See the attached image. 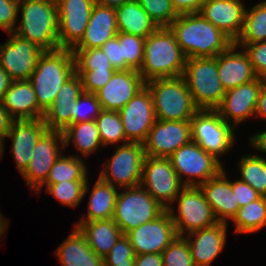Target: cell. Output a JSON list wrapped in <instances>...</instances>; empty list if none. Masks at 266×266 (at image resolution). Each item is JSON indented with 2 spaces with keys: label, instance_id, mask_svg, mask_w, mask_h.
I'll list each match as a JSON object with an SVG mask.
<instances>
[{
  "label": "cell",
  "instance_id": "5b68a950",
  "mask_svg": "<svg viewBox=\"0 0 266 266\" xmlns=\"http://www.w3.org/2000/svg\"><path fill=\"white\" fill-rule=\"evenodd\" d=\"M146 86L153 97L156 120L191 121L200 110L183 76L150 80Z\"/></svg>",
  "mask_w": 266,
  "mask_h": 266
},
{
  "label": "cell",
  "instance_id": "7402d4cb",
  "mask_svg": "<svg viewBox=\"0 0 266 266\" xmlns=\"http://www.w3.org/2000/svg\"><path fill=\"white\" fill-rule=\"evenodd\" d=\"M47 129L43 118L14 120L5 138L12 139V157L21 174L27 169L32 158L34 147Z\"/></svg>",
  "mask_w": 266,
  "mask_h": 266
},
{
  "label": "cell",
  "instance_id": "4fadbf2b",
  "mask_svg": "<svg viewBox=\"0 0 266 266\" xmlns=\"http://www.w3.org/2000/svg\"><path fill=\"white\" fill-rule=\"evenodd\" d=\"M9 34L8 41L0 44V66L13 81L28 80L44 50L14 32Z\"/></svg>",
  "mask_w": 266,
  "mask_h": 266
},
{
  "label": "cell",
  "instance_id": "f35d334b",
  "mask_svg": "<svg viewBox=\"0 0 266 266\" xmlns=\"http://www.w3.org/2000/svg\"><path fill=\"white\" fill-rule=\"evenodd\" d=\"M88 183V179L87 181L60 182L46 185V192L58 199L62 205L75 208L82 202L89 191Z\"/></svg>",
  "mask_w": 266,
  "mask_h": 266
},
{
  "label": "cell",
  "instance_id": "60d3db41",
  "mask_svg": "<svg viewBox=\"0 0 266 266\" xmlns=\"http://www.w3.org/2000/svg\"><path fill=\"white\" fill-rule=\"evenodd\" d=\"M75 70H115L101 48L72 49Z\"/></svg>",
  "mask_w": 266,
  "mask_h": 266
},
{
  "label": "cell",
  "instance_id": "44dd1931",
  "mask_svg": "<svg viewBox=\"0 0 266 266\" xmlns=\"http://www.w3.org/2000/svg\"><path fill=\"white\" fill-rule=\"evenodd\" d=\"M246 8L242 0H207L199 13L235 42L243 28Z\"/></svg>",
  "mask_w": 266,
  "mask_h": 266
},
{
  "label": "cell",
  "instance_id": "83f0119b",
  "mask_svg": "<svg viewBox=\"0 0 266 266\" xmlns=\"http://www.w3.org/2000/svg\"><path fill=\"white\" fill-rule=\"evenodd\" d=\"M15 120L42 119L44 111L38 106L29 80L13 81L0 102Z\"/></svg>",
  "mask_w": 266,
  "mask_h": 266
},
{
  "label": "cell",
  "instance_id": "11a10c76",
  "mask_svg": "<svg viewBox=\"0 0 266 266\" xmlns=\"http://www.w3.org/2000/svg\"><path fill=\"white\" fill-rule=\"evenodd\" d=\"M254 117L266 119V87L260 89Z\"/></svg>",
  "mask_w": 266,
  "mask_h": 266
},
{
  "label": "cell",
  "instance_id": "d6a6232c",
  "mask_svg": "<svg viewBox=\"0 0 266 266\" xmlns=\"http://www.w3.org/2000/svg\"><path fill=\"white\" fill-rule=\"evenodd\" d=\"M63 136L65 148L72 141L76 151L84 157L103 147L95 120L72 123L63 131Z\"/></svg>",
  "mask_w": 266,
  "mask_h": 266
},
{
  "label": "cell",
  "instance_id": "7c38bea8",
  "mask_svg": "<svg viewBox=\"0 0 266 266\" xmlns=\"http://www.w3.org/2000/svg\"><path fill=\"white\" fill-rule=\"evenodd\" d=\"M140 185L166 210L184 187L170 158L151 156L145 158Z\"/></svg>",
  "mask_w": 266,
  "mask_h": 266
},
{
  "label": "cell",
  "instance_id": "30bf717a",
  "mask_svg": "<svg viewBox=\"0 0 266 266\" xmlns=\"http://www.w3.org/2000/svg\"><path fill=\"white\" fill-rule=\"evenodd\" d=\"M174 201L178 202V213L169 207L178 236L207 228L218 223L212 207L206 201L199 186H184Z\"/></svg>",
  "mask_w": 266,
  "mask_h": 266
},
{
  "label": "cell",
  "instance_id": "2e32d148",
  "mask_svg": "<svg viewBox=\"0 0 266 266\" xmlns=\"http://www.w3.org/2000/svg\"><path fill=\"white\" fill-rule=\"evenodd\" d=\"M136 255L162 253L178 237L175 224L167 210L156 219L125 234Z\"/></svg>",
  "mask_w": 266,
  "mask_h": 266
},
{
  "label": "cell",
  "instance_id": "f5cc1de1",
  "mask_svg": "<svg viewBox=\"0 0 266 266\" xmlns=\"http://www.w3.org/2000/svg\"><path fill=\"white\" fill-rule=\"evenodd\" d=\"M134 266H163L161 253H147L135 256Z\"/></svg>",
  "mask_w": 266,
  "mask_h": 266
},
{
  "label": "cell",
  "instance_id": "836d02e7",
  "mask_svg": "<svg viewBox=\"0 0 266 266\" xmlns=\"http://www.w3.org/2000/svg\"><path fill=\"white\" fill-rule=\"evenodd\" d=\"M88 170L83 159L79 155L63 156L54 162L46 181L35 191L41 192L45 185L56 184L66 181H87Z\"/></svg>",
  "mask_w": 266,
  "mask_h": 266
},
{
  "label": "cell",
  "instance_id": "1f68e13d",
  "mask_svg": "<svg viewBox=\"0 0 266 266\" xmlns=\"http://www.w3.org/2000/svg\"><path fill=\"white\" fill-rule=\"evenodd\" d=\"M116 188L98 177L91 191L87 216L83 215L80 222L112 219L118 194Z\"/></svg>",
  "mask_w": 266,
  "mask_h": 266
},
{
  "label": "cell",
  "instance_id": "d590c367",
  "mask_svg": "<svg viewBox=\"0 0 266 266\" xmlns=\"http://www.w3.org/2000/svg\"><path fill=\"white\" fill-rule=\"evenodd\" d=\"M232 223L235 224V232L247 234L260 231L266 226V197L240 207Z\"/></svg>",
  "mask_w": 266,
  "mask_h": 266
},
{
  "label": "cell",
  "instance_id": "94428289",
  "mask_svg": "<svg viewBox=\"0 0 266 266\" xmlns=\"http://www.w3.org/2000/svg\"><path fill=\"white\" fill-rule=\"evenodd\" d=\"M256 78L258 79L259 84L261 87H266V71L260 72Z\"/></svg>",
  "mask_w": 266,
  "mask_h": 266
},
{
  "label": "cell",
  "instance_id": "484cf974",
  "mask_svg": "<svg viewBox=\"0 0 266 266\" xmlns=\"http://www.w3.org/2000/svg\"><path fill=\"white\" fill-rule=\"evenodd\" d=\"M237 48L233 43L217 56L218 77L225 91L256 79L248 54Z\"/></svg>",
  "mask_w": 266,
  "mask_h": 266
},
{
  "label": "cell",
  "instance_id": "9f6ffc18",
  "mask_svg": "<svg viewBox=\"0 0 266 266\" xmlns=\"http://www.w3.org/2000/svg\"><path fill=\"white\" fill-rule=\"evenodd\" d=\"M250 145L262 153H266V131H262L256 133L255 135L251 136Z\"/></svg>",
  "mask_w": 266,
  "mask_h": 266
},
{
  "label": "cell",
  "instance_id": "816d5d0a",
  "mask_svg": "<svg viewBox=\"0 0 266 266\" xmlns=\"http://www.w3.org/2000/svg\"><path fill=\"white\" fill-rule=\"evenodd\" d=\"M207 0H171L172 6L178 15L198 13Z\"/></svg>",
  "mask_w": 266,
  "mask_h": 266
},
{
  "label": "cell",
  "instance_id": "5bb4252c",
  "mask_svg": "<svg viewBox=\"0 0 266 266\" xmlns=\"http://www.w3.org/2000/svg\"><path fill=\"white\" fill-rule=\"evenodd\" d=\"M64 148L62 131L47 129L41 135L34 147L30 163L22 174L30 190L34 188L35 192L46 181L51 167Z\"/></svg>",
  "mask_w": 266,
  "mask_h": 266
},
{
  "label": "cell",
  "instance_id": "9c48e42d",
  "mask_svg": "<svg viewBox=\"0 0 266 266\" xmlns=\"http://www.w3.org/2000/svg\"><path fill=\"white\" fill-rule=\"evenodd\" d=\"M234 131L216 110L200 109L191 119L192 141L219 161L233 147Z\"/></svg>",
  "mask_w": 266,
  "mask_h": 266
},
{
  "label": "cell",
  "instance_id": "681fc988",
  "mask_svg": "<svg viewBox=\"0 0 266 266\" xmlns=\"http://www.w3.org/2000/svg\"><path fill=\"white\" fill-rule=\"evenodd\" d=\"M102 51L105 53L107 58L109 59L111 66L115 70H129L132 69L125 60H121V52H120V44L118 41V36H114L109 39L103 46L101 47Z\"/></svg>",
  "mask_w": 266,
  "mask_h": 266
},
{
  "label": "cell",
  "instance_id": "8fae6325",
  "mask_svg": "<svg viewBox=\"0 0 266 266\" xmlns=\"http://www.w3.org/2000/svg\"><path fill=\"white\" fill-rule=\"evenodd\" d=\"M169 158L184 186H199L223 170L221 161L192 140L177 149Z\"/></svg>",
  "mask_w": 266,
  "mask_h": 266
},
{
  "label": "cell",
  "instance_id": "8992f818",
  "mask_svg": "<svg viewBox=\"0 0 266 266\" xmlns=\"http://www.w3.org/2000/svg\"><path fill=\"white\" fill-rule=\"evenodd\" d=\"M182 76L199 109L215 110L221 104L226 91L218 77L217 57L186 59Z\"/></svg>",
  "mask_w": 266,
  "mask_h": 266
},
{
  "label": "cell",
  "instance_id": "bcb514c9",
  "mask_svg": "<svg viewBox=\"0 0 266 266\" xmlns=\"http://www.w3.org/2000/svg\"><path fill=\"white\" fill-rule=\"evenodd\" d=\"M80 76L83 92L95 94L111 79L116 70H75Z\"/></svg>",
  "mask_w": 266,
  "mask_h": 266
},
{
  "label": "cell",
  "instance_id": "9a60e30c",
  "mask_svg": "<svg viewBox=\"0 0 266 266\" xmlns=\"http://www.w3.org/2000/svg\"><path fill=\"white\" fill-rule=\"evenodd\" d=\"M59 48L72 50L83 38L95 0H56Z\"/></svg>",
  "mask_w": 266,
  "mask_h": 266
},
{
  "label": "cell",
  "instance_id": "4316f807",
  "mask_svg": "<svg viewBox=\"0 0 266 266\" xmlns=\"http://www.w3.org/2000/svg\"><path fill=\"white\" fill-rule=\"evenodd\" d=\"M117 33L116 9L95 3L84 36L73 49L101 48Z\"/></svg>",
  "mask_w": 266,
  "mask_h": 266
},
{
  "label": "cell",
  "instance_id": "f1b7e54d",
  "mask_svg": "<svg viewBox=\"0 0 266 266\" xmlns=\"http://www.w3.org/2000/svg\"><path fill=\"white\" fill-rule=\"evenodd\" d=\"M55 252L62 266H103V258L89 247L77 227Z\"/></svg>",
  "mask_w": 266,
  "mask_h": 266
},
{
  "label": "cell",
  "instance_id": "c3c4849f",
  "mask_svg": "<svg viewBox=\"0 0 266 266\" xmlns=\"http://www.w3.org/2000/svg\"><path fill=\"white\" fill-rule=\"evenodd\" d=\"M243 48L249 56L256 76L260 72L266 71V41L247 44Z\"/></svg>",
  "mask_w": 266,
  "mask_h": 266
},
{
  "label": "cell",
  "instance_id": "91938a15",
  "mask_svg": "<svg viewBox=\"0 0 266 266\" xmlns=\"http://www.w3.org/2000/svg\"><path fill=\"white\" fill-rule=\"evenodd\" d=\"M7 219H6V217L4 218L3 217V215L1 214V212H0V238L2 237V236H4V233H5V231L7 230V226H8V223H7Z\"/></svg>",
  "mask_w": 266,
  "mask_h": 266
},
{
  "label": "cell",
  "instance_id": "d4e9b609",
  "mask_svg": "<svg viewBox=\"0 0 266 266\" xmlns=\"http://www.w3.org/2000/svg\"><path fill=\"white\" fill-rule=\"evenodd\" d=\"M226 171L223 170L215 177L210 178L199 187L213 212L218 222L227 223L236 216L239 207L236 202V192H233L232 181L226 179Z\"/></svg>",
  "mask_w": 266,
  "mask_h": 266
},
{
  "label": "cell",
  "instance_id": "ffe728a7",
  "mask_svg": "<svg viewBox=\"0 0 266 266\" xmlns=\"http://www.w3.org/2000/svg\"><path fill=\"white\" fill-rule=\"evenodd\" d=\"M260 89L261 85L256 78L255 80L226 90L221 104L215 110L225 122L234 128L251 115L255 116Z\"/></svg>",
  "mask_w": 266,
  "mask_h": 266
},
{
  "label": "cell",
  "instance_id": "680465c9",
  "mask_svg": "<svg viewBox=\"0 0 266 266\" xmlns=\"http://www.w3.org/2000/svg\"><path fill=\"white\" fill-rule=\"evenodd\" d=\"M130 0H95V3L102 5V6H108L110 8H118L128 2Z\"/></svg>",
  "mask_w": 266,
  "mask_h": 266
},
{
  "label": "cell",
  "instance_id": "f6af8a7d",
  "mask_svg": "<svg viewBox=\"0 0 266 266\" xmlns=\"http://www.w3.org/2000/svg\"><path fill=\"white\" fill-rule=\"evenodd\" d=\"M75 111L72 113V123L89 122L95 120L102 107L96 94L83 92L75 102ZM87 110H86V109Z\"/></svg>",
  "mask_w": 266,
  "mask_h": 266
},
{
  "label": "cell",
  "instance_id": "7a4b0ae2",
  "mask_svg": "<svg viewBox=\"0 0 266 266\" xmlns=\"http://www.w3.org/2000/svg\"><path fill=\"white\" fill-rule=\"evenodd\" d=\"M186 56L169 27H158L145 38L144 57L138 71L145 82L182 76Z\"/></svg>",
  "mask_w": 266,
  "mask_h": 266
},
{
  "label": "cell",
  "instance_id": "7bdbcfd3",
  "mask_svg": "<svg viewBox=\"0 0 266 266\" xmlns=\"http://www.w3.org/2000/svg\"><path fill=\"white\" fill-rule=\"evenodd\" d=\"M158 27H169L178 17L171 0H137Z\"/></svg>",
  "mask_w": 266,
  "mask_h": 266
},
{
  "label": "cell",
  "instance_id": "b9f144b4",
  "mask_svg": "<svg viewBox=\"0 0 266 266\" xmlns=\"http://www.w3.org/2000/svg\"><path fill=\"white\" fill-rule=\"evenodd\" d=\"M161 254L163 266H195L188 241L184 236L176 237Z\"/></svg>",
  "mask_w": 266,
  "mask_h": 266
},
{
  "label": "cell",
  "instance_id": "277c9868",
  "mask_svg": "<svg viewBox=\"0 0 266 266\" xmlns=\"http://www.w3.org/2000/svg\"><path fill=\"white\" fill-rule=\"evenodd\" d=\"M21 21L13 31L43 50L59 49L56 0H19Z\"/></svg>",
  "mask_w": 266,
  "mask_h": 266
},
{
  "label": "cell",
  "instance_id": "ee69618b",
  "mask_svg": "<svg viewBox=\"0 0 266 266\" xmlns=\"http://www.w3.org/2000/svg\"><path fill=\"white\" fill-rule=\"evenodd\" d=\"M135 256L129 238L123 234L103 258V266H134Z\"/></svg>",
  "mask_w": 266,
  "mask_h": 266
},
{
  "label": "cell",
  "instance_id": "ac0fdd59",
  "mask_svg": "<svg viewBox=\"0 0 266 266\" xmlns=\"http://www.w3.org/2000/svg\"><path fill=\"white\" fill-rule=\"evenodd\" d=\"M191 140V121L156 120L143 145L146 156L169 158Z\"/></svg>",
  "mask_w": 266,
  "mask_h": 266
},
{
  "label": "cell",
  "instance_id": "4dcf8cb0",
  "mask_svg": "<svg viewBox=\"0 0 266 266\" xmlns=\"http://www.w3.org/2000/svg\"><path fill=\"white\" fill-rule=\"evenodd\" d=\"M118 31L147 38L158 26L137 0H130L116 8Z\"/></svg>",
  "mask_w": 266,
  "mask_h": 266
},
{
  "label": "cell",
  "instance_id": "6da1fadb",
  "mask_svg": "<svg viewBox=\"0 0 266 266\" xmlns=\"http://www.w3.org/2000/svg\"><path fill=\"white\" fill-rule=\"evenodd\" d=\"M169 28L187 59L217 57L234 43L199 12L178 15Z\"/></svg>",
  "mask_w": 266,
  "mask_h": 266
},
{
  "label": "cell",
  "instance_id": "6125c7cd",
  "mask_svg": "<svg viewBox=\"0 0 266 266\" xmlns=\"http://www.w3.org/2000/svg\"><path fill=\"white\" fill-rule=\"evenodd\" d=\"M4 141H5V140H3V139L0 137V159H1V156L3 155L4 149H5V148H4V147H5V146H4V145H5V144H4L5 142H4Z\"/></svg>",
  "mask_w": 266,
  "mask_h": 266
},
{
  "label": "cell",
  "instance_id": "ba28073f",
  "mask_svg": "<svg viewBox=\"0 0 266 266\" xmlns=\"http://www.w3.org/2000/svg\"><path fill=\"white\" fill-rule=\"evenodd\" d=\"M146 152L144 145L138 142L122 143L109 160L99 177L119 188L136 187L141 184ZM116 184V185H115Z\"/></svg>",
  "mask_w": 266,
  "mask_h": 266
},
{
  "label": "cell",
  "instance_id": "e575fe53",
  "mask_svg": "<svg viewBox=\"0 0 266 266\" xmlns=\"http://www.w3.org/2000/svg\"><path fill=\"white\" fill-rule=\"evenodd\" d=\"M266 41V0L246 8L244 24L240 36L234 42L238 47Z\"/></svg>",
  "mask_w": 266,
  "mask_h": 266
},
{
  "label": "cell",
  "instance_id": "f546056e",
  "mask_svg": "<svg viewBox=\"0 0 266 266\" xmlns=\"http://www.w3.org/2000/svg\"><path fill=\"white\" fill-rule=\"evenodd\" d=\"M75 227L85 236L89 247L102 258L109 253L123 235L122 230L113 219L78 222Z\"/></svg>",
  "mask_w": 266,
  "mask_h": 266
},
{
  "label": "cell",
  "instance_id": "f907efd6",
  "mask_svg": "<svg viewBox=\"0 0 266 266\" xmlns=\"http://www.w3.org/2000/svg\"><path fill=\"white\" fill-rule=\"evenodd\" d=\"M232 189L233 192H236V202H238L239 207H243L261 197L257 191L240 179L232 181Z\"/></svg>",
  "mask_w": 266,
  "mask_h": 266
},
{
  "label": "cell",
  "instance_id": "8d00e7d4",
  "mask_svg": "<svg viewBox=\"0 0 266 266\" xmlns=\"http://www.w3.org/2000/svg\"><path fill=\"white\" fill-rule=\"evenodd\" d=\"M240 180L250 185L261 196L266 197V159L265 157L249 154L240 159Z\"/></svg>",
  "mask_w": 266,
  "mask_h": 266
},
{
  "label": "cell",
  "instance_id": "cb8c5ba5",
  "mask_svg": "<svg viewBox=\"0 0 266 266\" xmlns=\"http://www.w3.org/2000/svg\"><path fill=\"white\" fill-rule=\"evenodd\" d=\"M227 225V223L218 222L213 226L184 235L195 266H211L212 261L225 247Z\"/></svg>",
  "mask_w": 266,
  "mask_h": 266
},
{
  "label": "cell",
  "instance_id": "ab89813d",
  "mask_svg": "<svg viewBox=\"0 0 266 266\" xmlns=\"http://www.w3.org/2000/svg\"><path fill=\"white\" fill-rule=\"evenodd\" d=\"M117 36L121 60H125L132 69L139 71L144 57L145 38L120 31H118Z\"/></svg>",
  "mask_w": 266,
  "mask_h": 266
},
{
  "label": "cell",
  "instance_id": "52a82bcc",
  "mask_svg": "<svg viewBox=\"0 0 266 266\" xmlns=\"http://www.w3.org/2000/svg\"><path fill=\"white\" fill-rule=\"evenodd\" d=\"M123 189L126 190L117 194L112 218L123 234L156 219L166 210L141 185Z\"/></svg>",
  "mask_w": 266,
  "mask_h": 266
},
{
  "label": "cell",
  "instance_id": "603a6c76",
  "mask_svg": "<svg viewBox=\"0 0 266 266\" xmlns=\"http://www.w3.org/2000/svg\"><path fill=\"white\" fill-rule=\"evenodd\" d=\"M83 93L80 76L75 73L59 89L52 105L44 113L43 120L49 130L64 131L72 124L75 102Z\"/></svg>",
  "mask_w": 266,
  "mask_h": 266
},
{
  "label": "cell",
  "instance_id": "db71d44e",
  "mask_svg": "<svg viewBox=\"0 0 266 266\" xmlns=\"http://www.w3.org/2000/svg\"><path fill=\"white\" fill-rule=\"evenodd\" d=\"M14 120L7 109L0 103V137L3 140L11 129Z\"/></svg>",
  "mask_w": 266,
  "mask_h": 266
},
{
  "label": "cell",
  "instance_id": "3957f363",
  "mask_svg": "<svg viewBox=\"0 0 266 266\" xmlns=\"http://www.w3.org/2000/svg\"><path fill=\"white\" fill-rule=\"evenodd\" d=\"M75 73L72 50H44L40 55L37 66L28 80L35 91L38 106L44 112L52 105L63 83Z\"/></svg>",
  "mask_w": 266,
  "mask_h": 266
},
{
  "label": "cell",
  "instance_id": "e0dca14e",
  "mask_svg": "<svg viewBox=\"0 0 266 266\" xmlns=\"http://www.w3.org/2000/svg\"><path fill=\"white\" fill-rule=\"evenodd\" d=\"M118 112L126 139L143 144L156 121L153 97L148 87L145 86Z\"/></svg>",
  "mask_w": 266,
  "mask_h": 266
},
{
  "label": "cell",
  "instance_id": "7dc6e473",
  "mask_svg": "<svg viewBox=\"0 0 266 266\" xmlns=\"http://www.w3.org/2000/svg\"><path fill=\"white\" fill-rule=\"evenodd\" d=\"M19 0H0V28L13 32L17 24Z\"/></svg>",
  "mask_w": 266,
  "mask_h": 266
},
{
  "label": "cell",
  "instance_id": "d6986e66",
  "mask_svg": "<svg viewBox=\"0 0 266 266\" xmlns=\"http://www.w3.org/2000/svg\"><path fill=\"white\" fill-rule=\"evenodd\" d=\"M145 86L146 82L137 70H116L95 94L102 110L119 111Z\"/></svg>",
  "mask_w": 266,
  "mask_h": 266
},
{
  "label": "cell",
  "instance_id": "6f0895ef",
  "mask_svg": "<svg viewBox=\"0 0 266 266\" xmlns=\"http://www.w3.org/2000/svg\"><path fill=\"white\" fill-rule=\"evenodd\" d=\"M12 82L13 80L10 78L8 72L0 66V102L6 91L10 88Z\"/></svg>",
  "mask_w": 266,
  "mask_h": 266
},
{
  "label": "cell",
  "instance_id": "74e56055",
  "mask_svg": "<svg viewBox=\"0 0 266 266\" xmlns=\"http://www.w3.org/2000/svg\"><path fill=\"white\" fill-rule=\"evenodd\" d=\"M95 122L103 147L118 145L120 141H124V144L129 142L118 111L102 110Z\"/></svg>",
  "mask_w": 266,
  "mask_h": 266
}]
</instances>
